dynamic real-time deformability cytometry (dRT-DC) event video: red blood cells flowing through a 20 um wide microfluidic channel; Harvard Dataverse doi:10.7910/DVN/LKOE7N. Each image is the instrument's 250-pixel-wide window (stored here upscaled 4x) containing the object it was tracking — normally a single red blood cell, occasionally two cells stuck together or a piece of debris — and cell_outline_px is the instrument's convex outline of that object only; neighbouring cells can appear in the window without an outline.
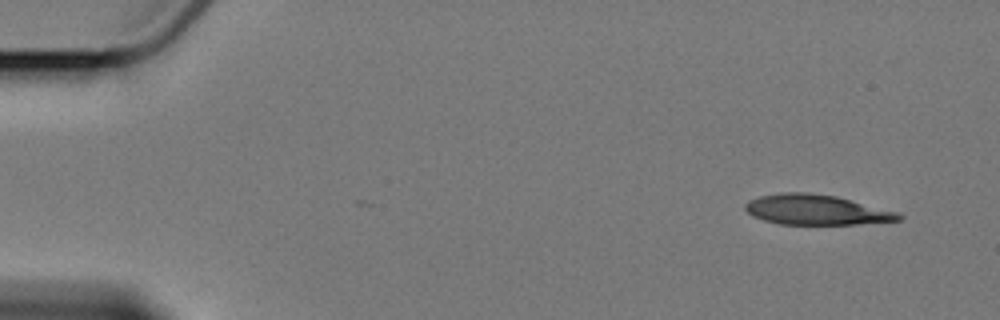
{"species": "Egyptian fruit bat (a non-hibernating species)", "species_latin": "Rousettus aegyptiacus", "temperature_condition": "cold", "stored_images_in_passage": 6, "camera_frame_rate_fps": 3000, "um_per_image_px": 0.085, "animal": {"sex": "female"}, "frame": {"image": 1, "passage_image": 1, "time_ms": 0.0, "image_size_px": [1000, 320], "cell_outline_px": [[904, 216], [900, 220], [856, 224], [780, 224], [764, 220], [752, 216], [744, 208], [744, 204], [748, 200], [760, 196], [780, 192], [808, 192], [836, 196], [900, 212]], "centroid_in_image_um": [69.38, 17.82], "position_along_channel_um": 15.6, "area_um2": 27.05}}
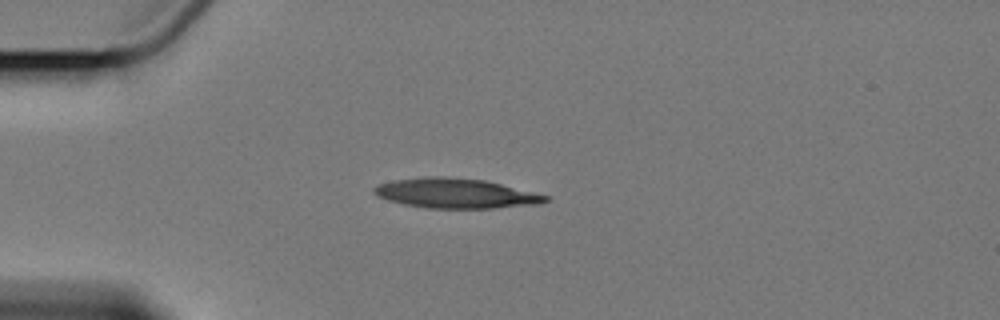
{"frame": {"image": 2, "passage_image": 4, "time_ms": 3.667, "image_size_px": [1000, 320], "cell_outline_px": [[548, 200], [540, 204], [492, 208], [428, 208], [404, 204], [388, 200], [372, 192], [372, 188], [376, 184], [392, 180], [424, 176], [444, 176], [484, 180], [548, 196]], "centroid_in_image_um": [38.67, 16.42], "position_along_channel_um": 46.3, "area_um2": 29.65}}
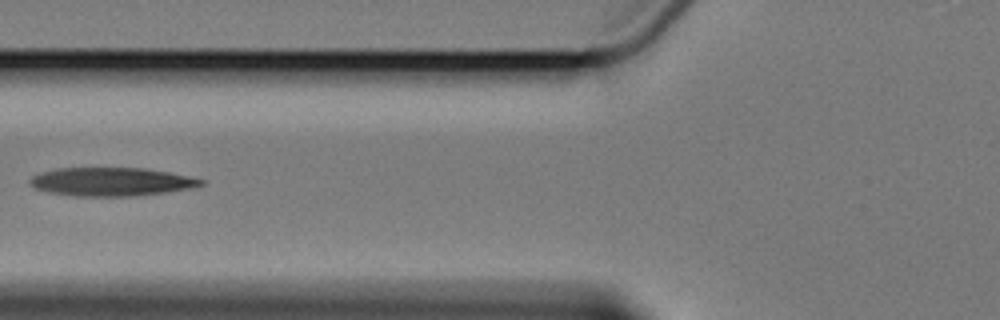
{"frame": {"image": 3, "passage_image": 6, "time_ms": 6.333, "image_size_px": [1000, 320], "cell_outline_px": [[204, 184], [192, 188], [168, 192], [136, 196], [76, 196], [48, 192], [36, 188], [28, 184], [28, 180], [32, 176], [40, 172], [56, 168], [144, 168], [168, 172], [204, 180]], "centroid_in_image_um": [9.43, 15.45], "position_along_channel_um": 116.4, "area_um2": 28.44}}